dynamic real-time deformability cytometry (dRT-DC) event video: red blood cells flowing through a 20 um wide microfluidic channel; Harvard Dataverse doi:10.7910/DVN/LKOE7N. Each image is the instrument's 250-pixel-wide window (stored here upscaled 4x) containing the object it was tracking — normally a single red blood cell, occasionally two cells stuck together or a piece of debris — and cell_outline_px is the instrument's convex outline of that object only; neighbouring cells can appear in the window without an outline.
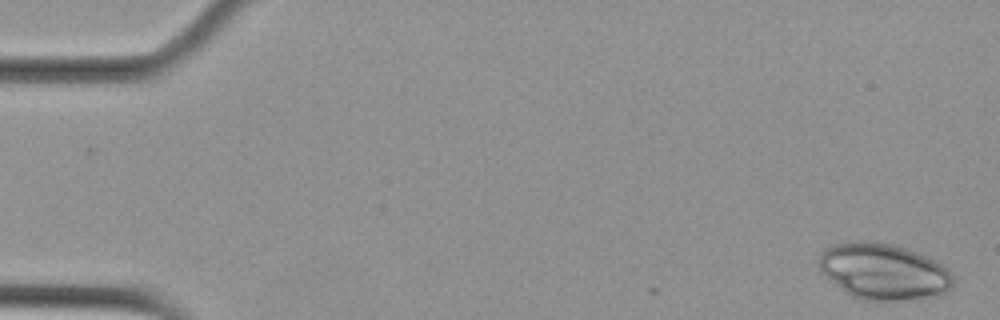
{"species": "Egyptian fruit bat (a non-hibernating species)", "species_latin": "Rousettus aegyptiacus", "temperature_condition": "cold", "stored_images_in_passage": 2, "camera_frame_rate_fps": 3000, "um_per_image_px": 0.085, "animal": {"sex": "female"}, "frame": {"image": 1, "passage_image": 2, "time_ms": 0.333, "image_size_px": [1000, 320], "cell_outline_px": [[956, 280], [948, 292], [940, 296], [916, 300], [864, 300], [852, 296], [820, 272], [820, 256], [828, 248], [836, 244], [848, 240], [872, 240], [896, 244], [924, 256], [948, 268], [952, 272]], "centroid_in_image_um": [75.17, 23.08], "position_along_channel_um": 9.8, "area_um2": 44.27}}